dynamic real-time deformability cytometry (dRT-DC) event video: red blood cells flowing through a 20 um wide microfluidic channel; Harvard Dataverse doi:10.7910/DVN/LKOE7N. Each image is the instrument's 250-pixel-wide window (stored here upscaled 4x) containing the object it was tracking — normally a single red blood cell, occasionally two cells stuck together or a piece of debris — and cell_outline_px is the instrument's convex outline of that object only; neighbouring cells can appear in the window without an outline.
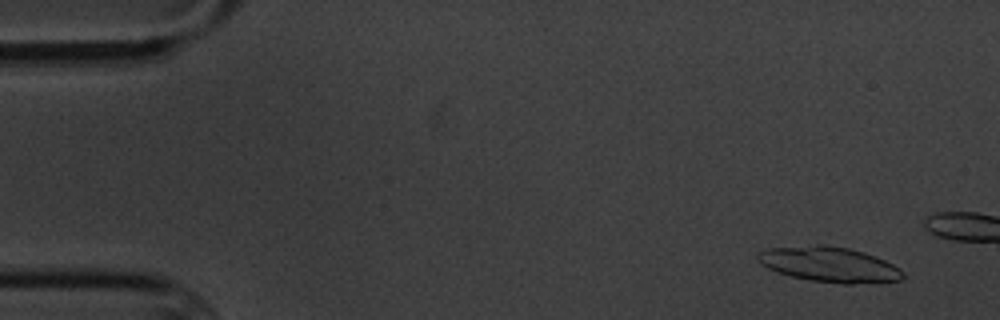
{"species": "common noctule bat (a hibernating species)", "species_latin": "Nyctalus noctula", "temperature_condition": "cold", "stored_images_in_passage": 5, "camera_frame_rate_fps": 3000, "um_per_image_px": 0.085, "animal": {"sex": "male", "body_mass_g": 20.1, "forearm_length_mm": 53.5}, "frame": {"image": 1, "passage_image": 1, "time_ms": 0.0, "image_size_px": [1000, 320], "cell_outline_px": [[904, 276], [900, 280], [852, 284], [844, 284], [808, 280], [776, 272], [768, 268], [756, 260], [756, 252], [768, 248], [816, 244], [824, 244], [848, 248], [864, 252], [876, 256], [900, 268], [904, 272]], "centroid_in_image_um": [70.46, 22.47], "position_along_channel_um": 14.5, "area_um2": 30.0}}